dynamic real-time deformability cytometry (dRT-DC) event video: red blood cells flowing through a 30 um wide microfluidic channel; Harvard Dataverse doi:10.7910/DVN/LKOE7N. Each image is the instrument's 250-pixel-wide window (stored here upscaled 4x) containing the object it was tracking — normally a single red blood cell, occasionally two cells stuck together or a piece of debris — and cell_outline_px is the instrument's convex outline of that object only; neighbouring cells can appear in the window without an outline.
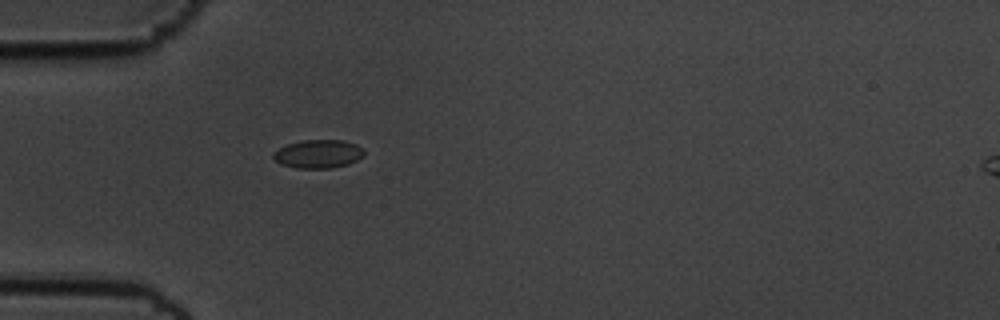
{"species": "common noctule bat (a hibernating species)", "species_latin": "Nyctalus noctula", "temperature_condition": "cold", "stored_images_in_passage": 40, "camera_frame_rate_fps": 3000, "um_per_image_px": 0.085, "animal": {"sex": "male", "body_mass_g": 19.5, "forearm_length_mm": 54.6}, "frame": {"image": 1, "passage_image": 1, "time_ms": 0.0, "image_size_px": [1000, 320], "cell_outline_px": [[364, 156], [348, 164], [332, 168], [296, 168], [280, 164], [272, 156], [272, 152], [288, 144], [304, 140], [344, 140], [356, 144], [364, 148]], "centroid_in_image_um": [27.07, 13.08], "position_along_channel_um": 57.9, "area_um2": 15.09}}
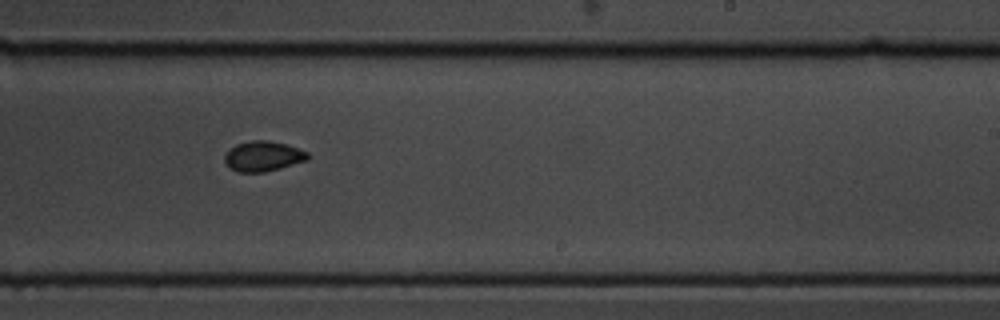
{"frame": {"image": 2, "passage_image": 19, "time_ms": 6.0, "image_size_px": [1000, 320], "cell_outline_px": [[308, 160], [280, 168], [264, 172], [236, 172], [224, 160], [224, 156], [236, 144], [252, 140], [268, 140], [284, 144], [308, 152]], "centroid_in_image_um": [22.37, 13.28], "position_along_channel_um": 266.6, "area_um2": 14.33}}
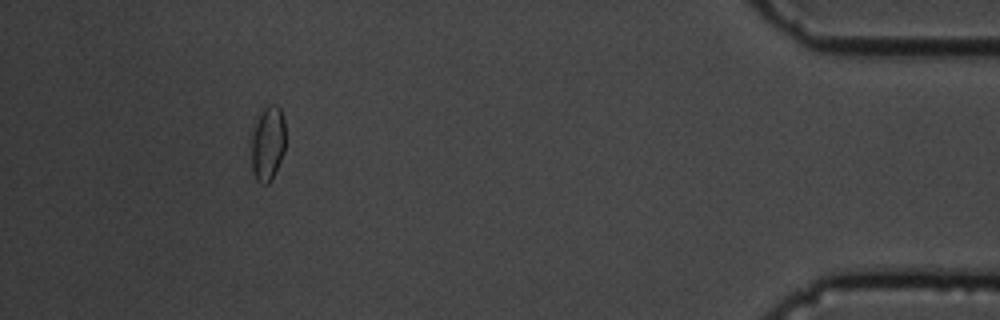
{"frame": {"image": 3, "passage_image": 36, "time_ms": 11.667, "image_size_px": [1000, 320], "cell_outline_px": [[284, 152], [276, 172], [272, 180], [268, 184], [260, 184], [256, 180], [252, 168], [252, 136], [256, 124], [264, 108], [268, 104], [276, 104], [280, 108], [284, 120]], "centroid_in_image_um": [22.78, 12.23], "position_along_channel_um": 412.4, "area_um2": 14.74}, "authors_computed_cell_mechanics": {"area_um2": 14.6234, "velocity_mm_per_s": 3.5642, "shape_relaxation_time_tau1_ms": 8.5176, "shape_relaxation_time_tau2_ms": 1.1175, "deformation_change_tau1": 0.1054, "deformation_change_tau2": 0.0391}}